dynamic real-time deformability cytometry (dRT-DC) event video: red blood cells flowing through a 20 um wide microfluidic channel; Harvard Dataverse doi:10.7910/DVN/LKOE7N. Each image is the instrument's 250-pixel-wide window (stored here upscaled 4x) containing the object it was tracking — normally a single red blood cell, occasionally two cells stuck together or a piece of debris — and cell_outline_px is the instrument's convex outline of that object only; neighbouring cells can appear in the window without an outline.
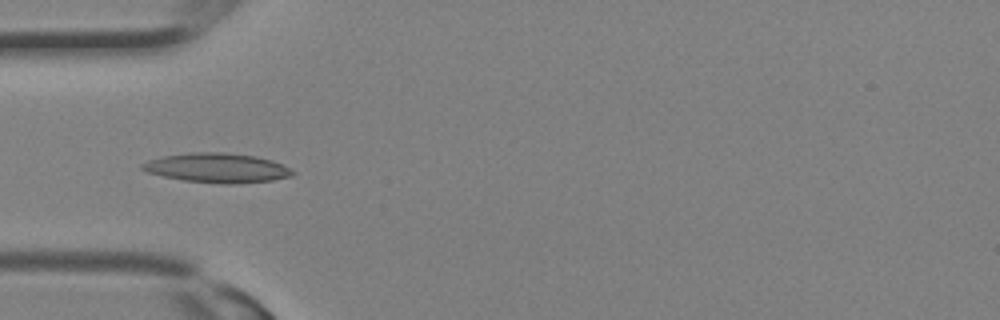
{"species": "Egyptian fruit bat (a non-hibernating species)", "species_latin": "Rousettus aegyptiacus", "temperature_condition": "room temperature", "stored_images_in_passage": 30, "camera_frame_rate_fps": 3000, "um_per_image_px": 0.085, "animal": {"sex": "female"}, "frame": {"image": 1, "passage_image": 9, "time_ms": 2.667, "image_size_px": [1000, 320], "cell_outline_px": [[296, 172], [292, 176], [272, 180], [236, 184], [224, 184], [184, 180], [164, 176], [148, 172], [140, 168], [140, 164], [148, 160], [164, 156], [188, 152], [224, 152], [256, 156], [272, 160]], "centroid_in_image_um": [18.45, 14.26], "position_along_channel_um": 66.5, "area_um2": 25.78}}
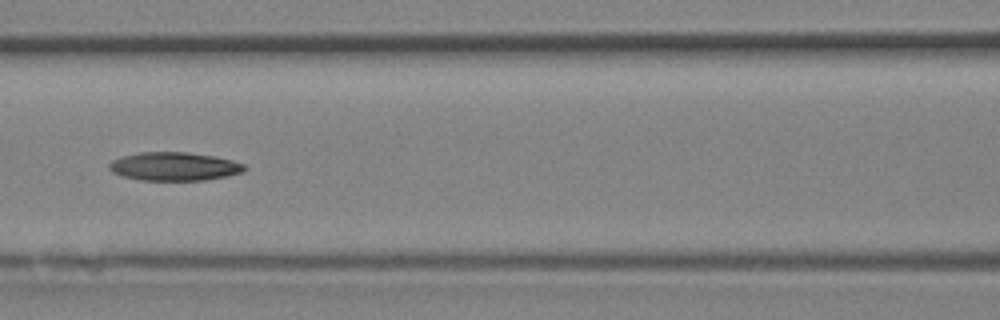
{"frame": {"image": 2, "passage_image": 13, "time_ms": 4.0, "image_size_px": [1000, 320], "cell_outline_px": [[248, 168], [244, 172], [204, 180], [140, 180], [124, 176], [112, 172], [108, 168], [108, 164], [112, 160], [124, 156], [140, 152], [188, 152], [212, 156], [232, 160], [244, 164]], "centroid_in_image_um": [14.81, 14.14], "position_along_channel_um": 151.8, "area_um2": 22.31}}
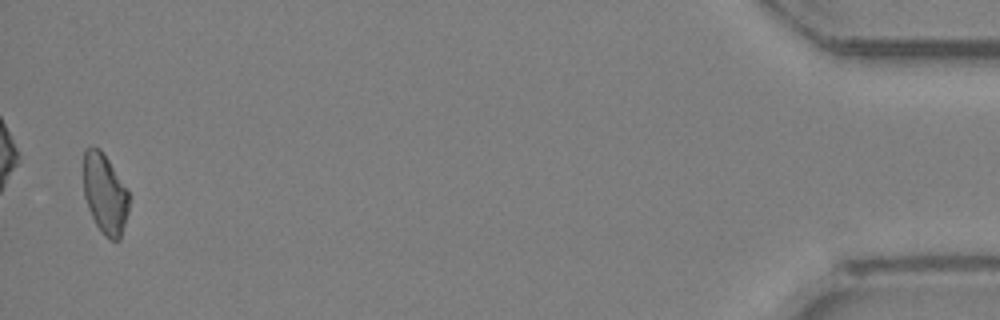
{"frame": {"image": 3, "passage_image": 30, "time_ms": 9.667, "image_size_px": [1000, 320], "cell_outline_px": [[128, 212], [120, 240], [112, 240], [104, 236], [96, 224], [88, 208], [84, 196], [84, 148], [92, 144], [100, 148], [128, 188]], "centroid_in_image_um": [8.91, 16.44], "position_along_channel_um": 426.3, "area_um2": 21.44}}